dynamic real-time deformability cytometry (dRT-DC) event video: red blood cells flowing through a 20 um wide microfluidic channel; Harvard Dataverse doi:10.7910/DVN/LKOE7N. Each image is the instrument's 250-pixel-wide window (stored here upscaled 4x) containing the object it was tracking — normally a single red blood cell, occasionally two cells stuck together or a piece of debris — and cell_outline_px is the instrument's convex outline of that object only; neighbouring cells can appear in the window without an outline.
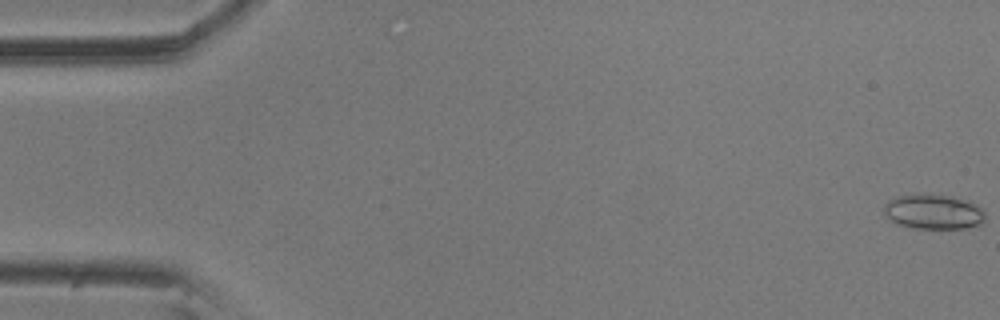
{"species": "common noctule bat (a hibernating species)", "species_latin": "Nyctalus noctula", "temperature_condition": "room temperature", "stored_images_in_passage": 10, "camera_frame_rate_fps": 3000, "um_per_image_px": 0.085, "animal": {"sex": "male", "body_mass_g": 20.5, "forearm_length_mm": 52.5}, "frame": {"image": 1, "passage_image": 1, "time_ms": 0.0, "image_size_px": [1000, 320], "cell_outline_px": [[984, 224], [964, 228], [912, 228], [896, 224], [888, 220], [884, 216], [884, 204], [888, 200], [896, 196], [952, 196], [968, 200], [984, 208]], "centroid_in_image_um": [79.35, 18.03], "position_along_channel_um": 5.7, "area_um2": 20.52}}